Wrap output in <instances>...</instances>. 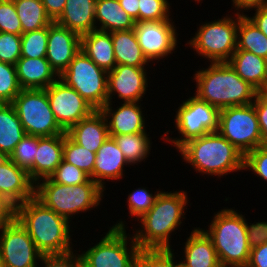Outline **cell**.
<instances>
[{
  "mask_svg": "<svg viewBox=\"0 0 267 267\" xmlns=\"http://www.w3.org/2000/svg\"><path fill=\"white\" fill-rule=\"evenodd\" d=\"M0 32L22 35V26L13 2L0 0Z\"/></svg>",
  "mask_w": 267,
  "mask_h": 267,
  "instance_id": "ee69618b",
  "label": "cell"
},
{
  "mask_svg": "<svg viewBox=\"0 0 267 267\" xmlns=\"http://www.w3.org/2000/svg\"><path fill=\"white\" fill-rule=\"evenodd\" d=\"M0 267H3L1 256H0Z\"/></svg>",
  "mask_w": 267,
  "mask_h": 267,
  "instance_id": "91938a15",
  "label": "cell"
},
{
  "mask_svg": "<svg viewBox=\"0 0 267 267\" xmlns=\"http://www.w3.org/2000/svg\"><path fill=\"white\" fill-rule=\"evenodd\" d=\"M81 36L56 22L48 26L46 59L60 75L79 52Z\"/></svg>",
  "mask_w": 267,
  "mask_h": 267,
  "instance_id": "e0dca14e",
  "label": "cell"
},
{
  "mask_svg": "<svg viewBox=\"0 0 267 267\" xmlns=\"http://www.w3.org/2000/svg\"><path fill=\"white\" fill-rule=\"evenodd\" d=\"M0 256L3 267H41L45 258L16 218L0 231Z\"/></svg>",
  "mask_w": 267,
  "mask_h": 267,
  "instance_id": "4fadbf2b",
  "label": "cell"
},
{
  "mask_svg": "<svg viewBox=\"0 0 267 267\" xmlns=\"http://www.w3.org/2000/svg\"><path fill=\"white\" fill-rule=\"evenodd\" d=\"M40 264L41 267H82L76 252L65 257H45Z\"/></svg>",
  "mask_w": 267,
  "mask_h": 267,
  "instance_id": "7dc6e473",
  "label": "cell"
},
{
  "mask_svg": "<svg viewBox=\"0 0 267 267\" xmlns=\"http://www.w3.org/2000/svg\"><path fill=\"white\" fill-rule=\"evenodd\" d=\"M0 202H10L4 194L0 191Z\"/></svg>",
  "mask_w": 267,
  "mask_h": 267,
  "instance_id": "6f0895ef",
  "label": "cell"
},
{
  "mask_svg": "<svg viewBox=\"0 0 267 267\" xmlns=\"http://www.w3.org/2000/svg\"><path fill=\"white\" fill-rule=\"evenodd\" d=\"M64 134L51 137H40L34 165L28 171L31 180L49 178L63 160Z\"/></svg>",
  "mask_w": 267,
  "mask_h": 267,
  "instance_id": "603a6c76",
  "label": "cell"
},
{
  "mask_svg": "<svg viewBox=\"0 0 267 267\" xmlns=\"http://www.w3.org/2000/svg\"><path fill=\"white\" fill-rule=\"evenodd\" d=\"M0 191L17 206L35 196V183L26 170L9 158L0 167Z\"/></svg>",
  "mask_w": 267,
  "mask_h": 267,
  "instance_id": "ffe728a7",
  "label": "cell"
},
{
  "mask_svg": "<svg viewBox=\"0 0 267 267\" xmlns=\"http://www.w3.org/2000/svg\"><path fill=\"white\" fill-rule=\"evenodd\" d=\"M259 92L267 98V79H266L263 87L259 90Z\"/></svg>",
  "mask_w": 267,
  "mask_h": 267,
  "instance_id": "9f6ffc18",
  "label": "cell"
},
{
  "mask_svg": "<svg viewBox=\"0 0 267 267\" xmlns=\"http://www.w3.org/2000/svg\"><path fill=\"white\" fill-rule=\"evenodd\" d=\"M147 74L146 67L116 65L108 72L107 102L114 103L116 94L122 102H142L149 87Z\"/></svg>",
  "mask_w": 267,
  "mask_h": 267,
  "instance_id": "2e32d148",
  "label": "cell"
},
{
  "mask_svg": "<svg viewBox=\"0 0 267 267\" xmlns=\"http://www.w3.org/2000/svg\"><path fill=\"white\" fill-rule=\"evenodd\" d=\"M15 67L21 89H46L59 78L46 57H20Z\"/></svg>",
  "mask_w": 267,
  "mask_h": 267,
  "instance_id": "cb8c5ba5",
  "label": "cell"
},
{
  "mask_svg": "<svg viewBox=\"0 0 267 267\" xmlns=\"http://www.w3.org/2000/svg\"><path fill=\"white\" fill-rule=\"evenodd\" d=\"M123 10L136 22H139V0H118Z\"/></svg>",
  "mask_w": 267,
  "mask_h": 267,
  "instance_id": "db71d44e",
  "label": "cell"
},
{
  "mask_svg": "<svg viewBox=\"0 0 267 267\" xmlns=\"http://www.w3.org/2000/svg\"><path fill=\"white\" fill-rule=\"evenodd\" d=\"M13 3L21 22L22 34L47 27L53 22L41 0H17Z\"/></svg>",
  "mask_w": 267,
  "mask_h": 267,
  "instance_id": "d6a6232c",
  "label": "cell"
},
{
  "mask_svg": "<svg viewBox=\"0 0 267 267\" xmlns=\"http://www.w3.org/2000/svg\"><path fill=\"white\" fill-rule=\"evenodd\" d=\"M195 2H197V3H200V2H202V0H194Z\"/></svg>",
  "mask_w": 267,
  "mask_h": 267,
  "instance_id": "94428289",
  "label": "cell"
},
{
  "mask_svg": "<svg viewBox=\"0 0 267 267\" xmlns=\"http://www.w3.org/2000/svg\"><path fill=\"white\" fill-rule=\"evenodd\" d=\"M173 19L136 22L134 32L144 56L151 63H157L175 53L178 33Z\"/></svg>",
  "mask_w": 267,
  "mask_h": 267,
  "instance_id": "5bb4252c",
  "label": "cell"
},
{
  "mask_svg": "<svg viewBox=\"0 0 267 267\" xmlns=\"http://www.w3.org/2000/svg\"><path fill=\"white\" fill-rule=\"evenodd\" d=\"M235 14L246 15L244 12L267 6V0H231ZM247 10V11H246Z\"/></svg>",
  "mask_w": 267,
  "mask_h": 267,
  "instance_id": "681fc988",
  "label": "cell"
},
{
  "mask_svg": "<svg viewBox=\"0 0 267 267\" xmlns=\"http://www.w3.org/2000/svg\"><path fill=\"white\" fill-rule=\"evenodd\" d=\"M39 136L26 135L15 147L10 159L27 172L34 165Z\"/></svg>",
  "mask_w": 267,
  "mask_h": 267,
  "instance_id": "74e56055",
  "label": "cell"
},
{
  "mask_svg": "<svg viewBox=\"0 0 267 267\" xmlns=\"http://www.w3.org/2000/svg\"><path fill=\"white\" fill-rule=\"evenodd\" d=\"M16 218V206L11 202H0V231Z\"/></svg>",
  "mask_w": 267,
  "mask_h": 267,
  "instance_id": "f907efd6",
  "label": "cell"
},
{
  "mask_svg": "<svg viewBox=\"0 0 267 267\" xmlns=\"http://www.w3.org/2000/svg\"><path fill=\"white\" fill-rule=\"evenodd\" d=\"M59 79L75 89L95 110L107 103L108 72L98 67L81 49Z\"/></svg>",
  "mask_w": 267,
  "mask_h": 267,
  "instance_id": "30bf717a",
  "label": "cell"
},
{
  "mask_svg": "<svg viewBox=\"0 0 267 267\" xmlns=\"http://www.w3.org/2000/svg\"><path fill=\"white\" fill-rule=\"evenodd\" d=\"M126 221L119 219L109 227L105 236L86 251L77 253L82 267H135L139 246L128 235ZM127 226V227H126ZM131 241H130V240ZM130 242V243H129Z\"/></svg>",
  "mask_w": 267,
  "mask_h": 267,
  "instance_id": "52a82bcc",
  "label": "cell"
},
{
  "mask_svg": "<svg viewBox=\"0 0 267 267\" xmlns=\"http://www.w3.org/2000/svg\"><path fill=\"white\" fill-rule=\"evenodd\" d=\"M233 70L258 91L267 79V60L245 50H236L227 61Z\"/></svg>",
  "mask_w": 267,
  "mask_h": 267,
  "instance_id": "4316f807",
  "label": "cell"
},
{
  "mask_svg": "<svg viewBox=\"0 0 267 267\" xmlns=\"http://www.w3.org/2000/svg\"><path fill=\"white\" fill-rule=\"evenodd\" d=\"M150 192L147 187H139L128 194L129 217L134 216L138 220L152 208L160 191H156L154 194Z\"/></svg>",
  "mask_w": 267,
  "mask_h": 267,
  "instance_id": "f35d334b",
  "label": "cell"
},
{
  "mask_svg": "<svg viewBox=\"0 0 267 267\" xmlns=\"http://www.w3.org/2000/svg\"><path fill=\"white\" fill-rule=\"evenodd\" d=\"M96 0H67L62 14L54 21L77 34L96 30Z\"/></svg>",
  "mask_w": 267,
  "mask_h": 267,
  "instance_id": "d4e9b609",
  "label": "cell"
},
{
  "mask_svg": "<svg viewBox=\"0 0 267 267\" xmlns=\"http://www.w3.org/2000/svg\"><path fill=\"white\" fill-rule=\"evenodd\" d=\"M49 178L55 183L75 186L87 182L90 176L76 166L62 160Z\"/></svg>",
  "mask_w": 267,
  "mask_h": 267,
  "instance_id": "60d3db41",
  "label": "cell"
},
{
  "mask_svg": "<svg viewBox=\"0 0 267 267\" xmlns=\"http://www.w3.org/2000/svg\"><path fill=\"white\" fill-rule=\"evenodd\" d=\"M45 90L55 119L65 132L95 110L75 89L59 78Z\"/></svg>",
  "mask_w": 267,
  "mask_h": 267,
  "instance_id": "9a60e30c",
  "label": "cell"
},
{
  "mask_svg": "<svg viewBox=\"0 0 267 267\" xmlns=\"http://www.w3.org/2000/svg\"><path fill=\"white\" fill-rule=\"evenodd\" d=\"M175 113V128L181 138L170 137V130L163 132L160 138L162 137L164 142H169L171 147L175 146L176 150L190 139L218 131L219 109L196 95L183 100Z\"/></svg>",
  "mask_w": 267,
  "mask_h": 267,
  "instance_id": "9c48e42d",
  "label": "cell"
},
{
  "mask_svg": "<svg viewBox=\"0 0 267 267\" xmlns=\"http://www.w3.org/2000/svg\"><path fill=\"white\" fill-rule=\"evenodd\" d=\"M222 17L199 24L194 37L186 43L210 63L227 62L237 49L238 14Z\"/></svg>",
  "mask_w": 267,
  "mask_h": 267,
  "instance_id": "ba28073f",
  "label": "cell"
},
{
  "mask_svg": "<svg viewBox=\"0 0 267 267\" xmlns=\"http://www.w3.org/2000/svg\"><path fill=\"white\" fill-rule=\"evenodd\" d=\"M254 15H246L267 37V6L254 9Z\"/></svg>",
  "mask_w": 267,
  "mask_h": 267,
  "instance_id": "f5cc1de1",
  "label": "cell"
},
{
  "mask_svg": "<svg viewBox=\"0 0 267 267\" xmlns=\"http://www.w3.org/2000/svg\"><path fill=\"white\" fill-rule=\"evenodd\" d=\"M21 90L15 65L0 61V103H12Z\"/></svg>",
  "mask_w": 267,
  "mask_h": 267,
  "instance_id": "8d00e7d4",
  "label": "cell"
},
{
  "mask_svg": "<svg viewBox=\"0 0 267 267\" xmlns=\"http://www.w3.org/2000/svg\"><path fill=\"white\" fill-rule=\"evenodd\" d=\"M114 103L107 102L100 111L104 114L109 136L121 134H136L146 132L148 128L141 102H121V105L114 109ZM140 104V105H139ZM146 126V127H145Z\"/></svg>",
  "mask_w": 267,
  "mask_h": 267,
  "instance_id": "ac0fdd59",
  "label": "cell"
},
{
  "mask_svg": "<svg viewBox=\"0 0 267 267\" xmlns=\"http://www.w3.org/2000/svg\"><path fill=\"white\" fill-rule=\"evenodd\" d=\"M236 41V50H245L267 60V37L246 15H238Z\"/></svg>",
  "mask_w": 267,
  "mask_h": 267,
  "instance_id": "4dcf8cb0",
  "label": "cell"
},
{
  "mask_svg": "<svg viewBox=\"0 0 267 267\" xmlns=\"http://www.w3.org/2000/svg\"><path fill=\"white\" fill-rule=\"evenodd\" d=\"M47 15L54 22L63 12L67 0H41Z\"/></svg>",
  "mask_w": 267,
  "mask_h": 267,
  "instance_id": "816d5d0a",
  "label": "cell"
},
{
  "mask_svg": "<svg viewBox=\"0 0 267 267\" xmlns=\"http://www.w3.org/2000/svg\"><path fill=\"white\" fill-rule=\"evenodd\" d=\"M129 165L115 140L109 137L96 152L93 174L90 176V179L105 191V180H121V178H124L123 173L126 171L123 170L125 169L124 166L129 167Z\"/></svg>",
  "mask_w": 267,
  "mask_h": 267,
  "instance_id": "d6986e66",
  "label": "cell"
},
{
  "mask_svg": "<svg viewBox=\"0 0 267 267\" xmlns=\"http://www.w3.org/2000/svg\"><path fill=\"white\" fill-rule=\"evenodd\" d=\"M253 104L261 130L262 145L267 146V98L258 91Z\"/></svg>",
  "mask_w": 267,
  "mask_h": 267,
  "instance_id": "bcb514c9",
  "label": "cell"
},
{
  "mask_svg": "<svg viewBox=\"0 0 267 267\" xmlns=\"http://www.w3.org/2000/svg\"><path fill=\"white\" fill-rule=\"evenodd\" d=\"M246 267H267V242L251 249Z\"/></svg>",
  "mask_w": 267,
  "mask_h": 267,
  "instance_id": "c3c4849f",
  "label": "cell"
},
{
  "mask_svg": "<svg viewBox=\"0 0 267 267\" xmlns=\"http://www.w3.org/2000/svg\"><path fill=\"white\" fill-rule=\"evenodd\" d=\"M193 228L184 242L180 267H221L210 237L203 228Z\"/></svg>",
  "mask_w": 267,
  "mask_h": 267,
  "instance_id": "44dd1931",
  "label": "cell"
},
{
  "mask_svg": "<svg viewBox=\"0 0 267 267\" xmlns=\"http://www.w3.org/2000/svg\"><path fill=\"white\" fill-rule=\"evenodd\" d=\"M193 76L196 95L219 110L252 104L258 90L244 81L228 62H213Z\"/></svg>",
  "mask_w": 267,
  "mask_h": 267,
  "instance_id": "3957f363",
  "label": "cell"
},
{
  "mask_svg": "<svg viewBox=\"0 0 267 267\" xmlns=\"http://www.w3.org/2000/svg\"><path fill=\"white\" fill-rule=\"evenodd\" d=\"M104 193L92 179L75 186L55 183L50 178L39 180L35 184V197L69 221L81 212L99 207L103 202Z\"/></svg>",
  "mask_w": 267,
  "mask_h": 267,
  "instance_id": "8992f818",
  "label": "cell"
},
{
  "mask_svg": "<svg viewBox=\"0 0 267 267\" xmlns=\"http://www.w3.org/2000/svg\"><path fill=\"white\" fill-rule=\"evenodd\" d=\"M246 170L267 182V146L261 145L244 156V171Z\"/></svg>",
  "mask_w": 267,
  "mask_h": 267,
  "instance_id": "7bdbcfd3",
  "label": "cell"
},
{
  "mask_svg": "<svg viewBox=\"0 0 267 267\" xmlns=\"http://www.w3.org/2000/svg\"><path fill=\"white\" fill-rule=\"evenodd\" d=\"M117 65L146 67L150 63L144 56L134 29L111 32Z\"/></svg>",
  "mask_w": 267,
  "mask_h": 267,
  "instance_id": "f1b7e54d",
  "label": "cell"
},
{
  "mask_svg": "<svg viewBox=\"0 0 267 267\" xmlns=\"http://www.w3.org/2000/svg\"><path fill=\"white\" fill-rule=\"evenodd\" d=\"M233 208L215 212L208 230L204 231L213 242L221 267H246L251 251L246 218Z\"/></svg>",
  "mask_w": 267,
  "mask_h": 267,
  "instance_id": "5b68a950",
  "label": "cell"
},
{
  "mask_svg": "<svg viewBox=\"0 0 267 267\" xmlns=\"http://www.w3.org/2000/svg\"><path fill=\"white\" fill-rule=\"evenodd\" d=\"M147 132H139L136 134H121L112 137L120 151L125 156L127 162L134 166L138 165L142 161H145L148 155L151 154L150 150L152 148V139Z\"/></svg>",
  "mask_w": 267,
  "mask_h": 267,
  "instance_id": "1f68e13d",
  "label": "cell"
},
{
  "mask_svg": "<svg viewBox=\"0 0 267 267\" xmlns=\"http://www.w3.org/2000/svg\"><path fill=\"white\" fill-rule=\"evenodd\" d=\"M96 153L86 150L74 142L66 133H64L63 160L76 166L91 176L93 174Z\"/></svg>",
  "mask_w": 267,
  "mask_h": 267,
  "instance_id": "836d02e7",
  "label": "cell"
},
{
  "mask_svg": "<svg viewBox=\"0 0 267 267\" xmlns=\"http://www.w3.org/2000/svg\"><path fill=\"white\" fill-rule=\"evenodd\" d=\"M66 134L93 153H96L109 138L107 121L100 110H94L88 117L72 126Z\"/></svg>",
  "mask_w": 267,
  "mask_h": 267,
  "instance_id": "7402d4cb",
  "label": "cell"
},
{
  "mask_svg": "<svg viewBox=\"0 0 267 267\" xmlns=\"http://www.w3.org/2000/svg\"><path fill=\"white\" fill-rule=\"evenodd\" d=\"M10 157L4 153L0 151V167L9 159Z\"/></svg>",
  "mask_w": 267,
  "mask_h": 267,
  "instance_id": "11a10c76",
  "label": "cell"
},
{
  "mask_svg": "<svg viewBox=\"0 0 267 267\" xmlns=\"http://www.w3.org/2000/svg\"><path fill=\"white\" fill-rule=\"evenodd\" d=\"M173 250V251H172ZM174 249H142L136 257L135 267H180Z\"/></svg>",
  "mask_w": 267,
  "mask_h": 267,
  "instance_id": "d590c367",
  "label": "cell"
},
{
  "mask_svg": "<svg viewBox=\"0 0 267 267\" xmlns=\"http://www.w3.org/2000/svg\"><path fill=\"white\" fill-rule=\"evenodd\" d=\"M11 104L27 135L51 137L66 133L55 119L45 89H22Z\"/></svg>",
  "mask_w": 267,
  "mask_h": 267,
  "instance_id": "8fae6325",
  "label": "cell"
},
{
  "mask_svg": "<svg viewBox=\"0 0 267 267\" xmlns=\"http://www.w3.org/2000/svg\"><path fill=\"white\" fill-rule=\"evenodd\" d=\"M248 223L249 222H247L246 219V230L250 248L252 249L267 242V222L259 221L249 224Z\"/></svg>",
  "mask_w": 267,
  "mask_h": 267,
  "instance_id": "f6af8a7d",
  "label": "cell"
},
{
  "mask_svg": "<svg viewBox=\"0 0 267 267\" xmlns=\"http://www.w3.org/2000/svg\"><path fill=\"white\" fill-rule=\"evenodd\" d=\"M48 26L21 35V57H46Z\"/></svg>",
  "mask_w": 267,
  "mask_h": 267,
  "instance_id": "e575fe53",
  "label": "cell"
},
{
  "mask_svg": "<svg viewBox=\"0 0 267 267\" xmlns=\"http://www.w3.org/2000/svg\"><path fill=\"white\" fill-rule=\"evenodd\" d=\"M188 201L184 190H160L152 208L137 220L140 227L134 228L136 231L133 229L132 235L139 248L171 249L170 236L184 223Z\"/></svg>",
  "mask_w": 267,
  "mask_h": 267,
  "instance_id": "7a4b0ae2",
  "label": "cell"
},
{
  "mask_svg": "<svg viewBox=\"0 0 267 267\" xmlns=\"http://www.w3.org/2000/svg\"><path fill=\"white\" fill-rule=\"evenodd\" d=\"M2 1L15 2L17 0H2Z\"/></svg>",
  "mask_w": 267,
  "mask_h": 267,
  "instance_id": "680465c9",
  "label": "cell"
},
{
  "mask_svg": "<svg viewBox=\"0 0 267 267\" xmlns=\"http://www.w3.org/2000/svg\"><path fill=\"white\" fill-rule=\"evenodd\" d=\"M16 219L44 257L74 254L71 221L46 207L35 196L16 206ZM73 249V250H72Z\"/></svg>",
  "mask_w": 267,
  "mask_h": 267,
  "instance_id": "6da1fadb",
  "label": "cell"
},
{
  "mask_svg": "<svg viewBox=\"0 0 267 267\" xmlns=\"http://www.w3.org/2000/svg\"><path fill=\"white\" fill-rule=\"evenodd\" d=\"M21 57V35L0 32V61L15 65Z\"/></svg>",
  "mask_w": 267,
  "mask_h": 267,
  "instance_id": "b9f144b4",
  "label": "cell"
},
{
  "mask_svg": "<svg viewBox=\"0 0 267 267\" xmlns=\"http://www.w3.org/2000/svg\"><path fill=\"white\" fill-rule=\"evenodd\" d=\"M80 49L100 68L109 72L117 65L111 33L93 30L81 35Z\"/></svg>",
  "mask_w": 267,
  "mask_h": 267,
  "instance_id": "484cf974",
  "label": "cell"
},
{
  "mask_svg": "<svg viewBox=\"0 0 267 267\" xmlns=\"http://www.w3.org/2000/svg\"><path fill=\"white\" fill-rule=\"evenodd\" d=\"M177 150L183 162L203 175L219 178L244 170V155L218 131L190 139Z\"/></svg>",
  "mask_w": 267,
  "mask_h": 267,
  "instance_id": "277c9868",
  "label": "cell"
},
{
  "mask_svg": "<svg viewBox=\"0 0 267 267\" xmlns=\"http://www.w3.org/2000/svg\"><path fill=\"white\" fill-rule=\"evenodd\" d=\"M95 23L96 30L111 33L134 29L136 21L123 10L118 0H96Z\"/></svg>",
  "mask_w": 267,
  "mask_h": 267,
  "instance_id": "83f0119b",
  "label": "cell"
},
{
  "mask_svg": "<svg viewBox=\"0 0 267 267\" xmlns=\"http://www.w3.org/2000/svg\"><path fill=\"white\" fill-rule=\"evenodd\" d=\"M168 0H139V22L172 19Z\"/></svg>",
  "mask_w": 267,
  "mask_h": 267,
  "instance_id": "ab89813d",
  "label": "cell"
},
{
  "mask_svg": "<svg viewBox=\"0 0 267 267\" xmlns=\"http://www.w3.org/2000/svg\"><path fill=\"white\" fill-rule=\"evenodd\" d=\"M26 135L14 106L11 103H0V151L10 157Z\"/></svg>",
  "mask_w": 267,
  "mask_h": 267,
  "instance_id": "f546056e",
  "label": "cell"
},
{
  "mask_svg": "<svg viewBox=\"0 0 267 267\" xmlns=\"http://www.w3.org/2000/svg\"><path fill=\"white\" fill-rule=\"evenodd\" d=\"M218 132L244 156L262 145L254 104L219 110Z\"/></svg>",
  "mask_w": 267,
  "mask_h": 267,
  "instance_id": "7c38bea8",
  "label": "cell"
}]
</instances>
